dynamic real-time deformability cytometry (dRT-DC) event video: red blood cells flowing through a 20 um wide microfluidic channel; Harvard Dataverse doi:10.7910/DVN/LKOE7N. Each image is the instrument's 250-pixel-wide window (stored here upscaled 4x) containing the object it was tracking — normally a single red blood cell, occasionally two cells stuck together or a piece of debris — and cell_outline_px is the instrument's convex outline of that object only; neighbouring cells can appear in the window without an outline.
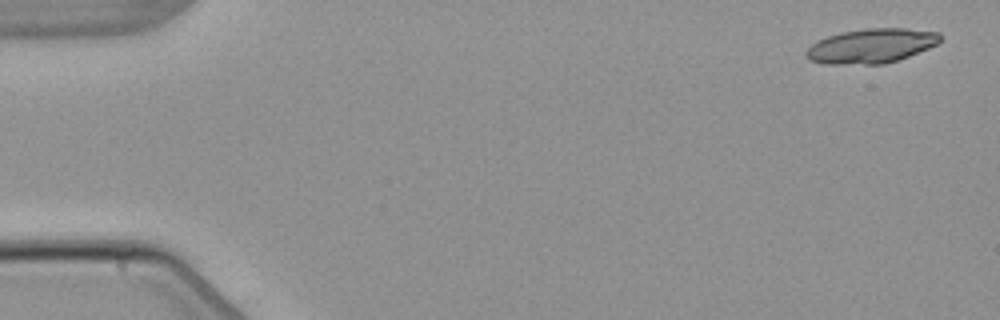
{"species": "common noctule bat (a hibernating species)", "species_latin": "Nyctalus noctula", "temperature_condition": "warm", "stored_images_in_passage": 4, "camera_frame_rate_fps": 3000, "um_per_image_px": 0.085, "animal": {"sex": "male", "body_mass_g": 21.5, "forearm_length_mm": 52.0}, "frame": {"image": 1, "passage_image": 1, "time_ms": 0.0, "image_size_px": [1000, 320], "cell_outline_px": [[944, 36], [936, 44], [928, 48], [908, 56], [884, 64], [820, 64], [808, 60], [804, 56], [804, 52], [812, 44], [828, 36], [840, 32], [868, 28], [908, 28], [940, 32]], "centroid_in_image_um": [74.04, 3.9], "position_along_channel_um": 11.0, "area_um2": 27.11}}